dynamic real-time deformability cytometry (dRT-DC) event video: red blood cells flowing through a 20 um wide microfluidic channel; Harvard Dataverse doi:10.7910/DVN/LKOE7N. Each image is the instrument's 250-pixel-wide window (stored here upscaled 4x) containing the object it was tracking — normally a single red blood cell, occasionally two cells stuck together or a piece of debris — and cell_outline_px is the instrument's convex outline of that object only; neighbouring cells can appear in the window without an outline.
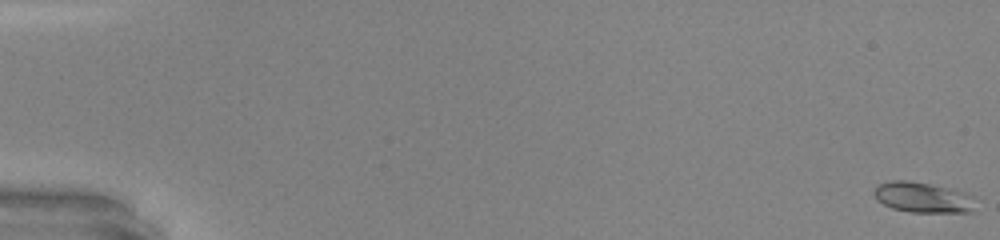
{"species": "common noctule bat (a hibernating species)", "species_latin": "Nyctalus noctula", "temperature_condition": "warm", "stored_images_in_passage": 50, "camera_frame_rate_fps": 3000, "um_per_image_px": 0.085, "animal": {"sex": "male", "body_mass_g": 20.0, "forearm_length_mm": 53.3}, "frame": {"image": 1, "passage_image": 1, "time_ms": 0.0, "image_size_px": [1000, 240], "cell_outline_px": [[976, 212], [908, 212], [892, 208], [876, 200], [872, 192], [880, 184], [892, 180], [908, 180], [928, 184], [964, 192], [972, 196]], "centroid_in_image_um": [78.42, 16.79], "position_along_channel_um": 6.6, "area_um2": 17.92}}
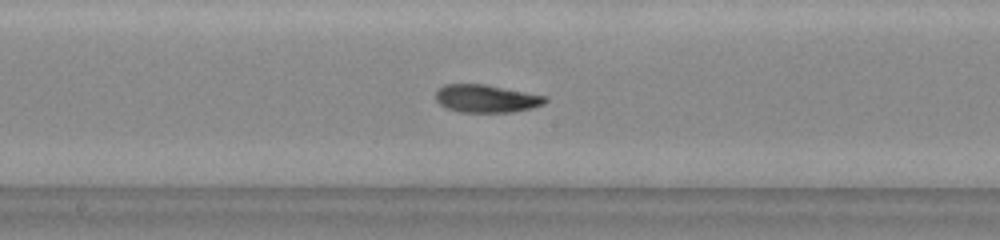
{"frame": {"image": 2, "passage_image": 28, "time_ms": 9.0, "image_size_px": [1000, 240], "cell_outline_px": [[548, 100], [544, 104], [532, 108], [512, 112], [460, 112], [448, 108], [440, 104], [436, 100], [436, 92], [444, 84], [484, 84], [548, 96]], "centroid_in_image_um": [41.37, 8.38], "position_along_channel_um": 206.8, "area_um2": 17.74}}
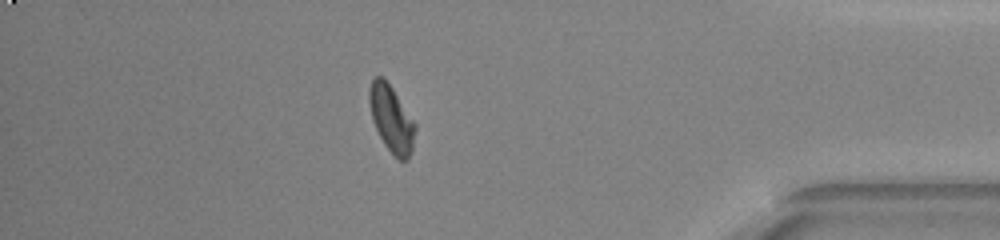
{"frame": {"image": 3, "passage_image": 44, "time_ms": 14.333, "image_size_px": [1000, 240], "cell_outline_px": [[416, 128], [412, 152], [408, 160], [400, 160], [384, 144], [372, 120], [368, 100], [368, 92], [372, 80], [376, 76], [384, 76], [416, 124]], "centroid_in_image_um": [33.27, 10.08], "position_along_channel_um": 401.9, "area_um2": 17.74}, "authors_computed_cell_mechanics": {"area_um2": 17.5134, "velocity_mm_per_s": 4.2963, "shape_relaxation_time_tau1_ms": 5.507, "shape_relaxation_time_tau2_ms": 2.9627, "deformation_change_tau1": 0.215, "deformation_change_tau2": 0.0952}}